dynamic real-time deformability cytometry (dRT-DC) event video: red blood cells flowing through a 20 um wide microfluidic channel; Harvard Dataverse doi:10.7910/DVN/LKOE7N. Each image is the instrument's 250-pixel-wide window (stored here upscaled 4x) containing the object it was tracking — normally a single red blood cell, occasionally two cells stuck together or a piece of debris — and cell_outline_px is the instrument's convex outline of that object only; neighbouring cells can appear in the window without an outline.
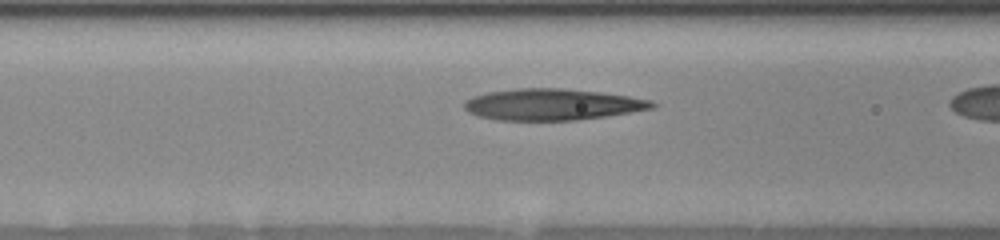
{"species": "human", "species_latin": "Homo sapiens", "temperature_condition": "room temperature", "stored_images_in_passage": 28, "camera_frame_rate_fps": 3000, "um_per_image_px": 0.085, "donor": {"sex": "female"}, "frame": {"image": 1, "passage_image": 11, "time_ms": 3.333, "image_size_px": [1000, 240], "cell_outline_px": [[656, 104], [652, 108], [604, 116], [576, 120], [496, 120], [476, 116], [468, 112], [464, 108], [464, 104], [472, 96], [488, 92], [516, 88], [560, 88], [600, 92], [628, 96], [652, 100]], "centroid_in_image_um": [46.89, 8.88], "position_along_channel_um": 119.7, "area_um2": 34.16}}
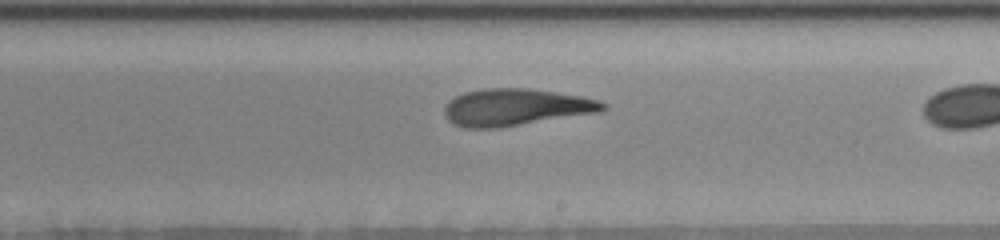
{"frame": {"image": 2, "passage_image": 20, "time_ms": 6.333, "image_size_px": [1000, 240], "cell_outline_px": [[608, 108], [600, 112], [500, 128], [464, 128], [452, 124], [444, 116], [444, 108], [456, 96], [464, 92], [484, 88], [528, 88], [580, 96], [596, 100], [608, 104]], "centroid_in_image_um": [43.83, 9.13], "position_along_channel_um": 245.2, "area_um2": 34.22}}
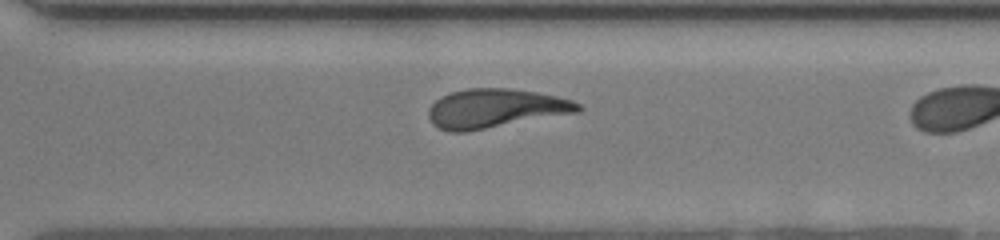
{"frame": {"image": 3, "passage_image": 26, "time_ms": 8.333, "image_size_px": [1000, 240], "cell_outline_px": [[584, 108], [580, 112], [468, 132], [452, 132], [440, 128], [432, 124], [428, 116], [428, 108], [440, 96], [452, 92], [468, 88], [508, 88], [536, 92], [556, 96], [572, 100], [580, 104]], "centroid_in_image_um": [42.12, 9.22], "position_along_channel_um": 328.5, "area_um2": 34.28}}